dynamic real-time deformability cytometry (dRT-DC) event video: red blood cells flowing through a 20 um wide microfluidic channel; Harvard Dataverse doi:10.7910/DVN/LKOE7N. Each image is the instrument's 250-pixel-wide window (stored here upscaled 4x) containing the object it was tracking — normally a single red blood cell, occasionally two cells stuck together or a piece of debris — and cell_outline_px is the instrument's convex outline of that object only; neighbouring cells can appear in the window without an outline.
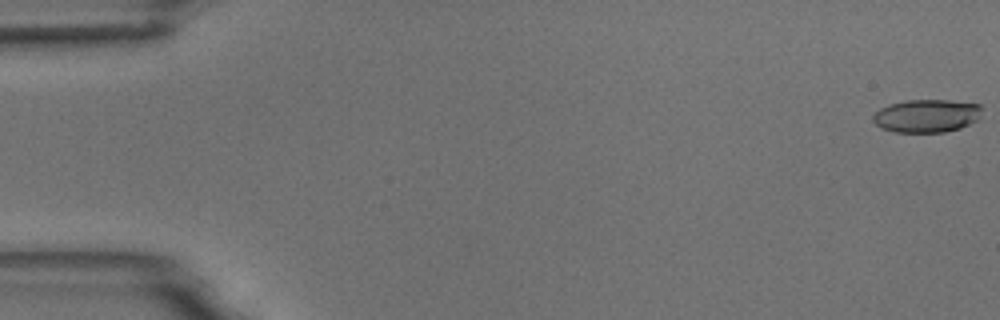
{"species": "common noctule bat (a hibernating species)", "species_latin": "Nyctalus noctula", "temperature_condition": "room temperature", "stored_images_in_passage": 54, "camera_frame_rate_fps": 3000, "um_per_image_px": 0.085, "animal": {"sex": "male", "body_mass_g": 18.8}, "frame": {"image": 1, "passage_image": 1, "time_ms": 0.0, "image_size_px": [1000, 320], "cell_outline_px": [[984, 108], [980, 116], [976, 120], [960, 128], [944, 132], [896, 132], [880, 128], [872, 120], [872, 116], [880, 108], [888, 104], [904, 100], [948, 100], [980, 104]], "centroid_in_image_um": [78.76, 9.83], "position_along_channel_um": 6.2, "area_um2": 21.15}}
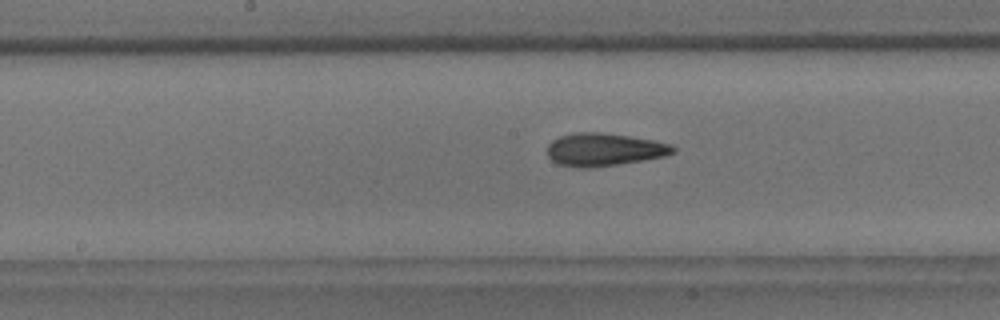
{"frame": {"image": 2, "passage_image": 28, "time_ms": 9.0, "image_size_px": [1000, 320], "cell_outline_px": [[676, 152], [664, 156], [592, 168], [580, 168], [560, 164], [552, 160], [548, 156], [548, 144], [552, 140], [560, 136], [576, 132], [600, 132], [656, 140], [672, 144], [676, 148]], "centroid_in_image_um": [51.36, 12.7], "position_along_channel_um": 196.8, "area_um2": 23.99}}
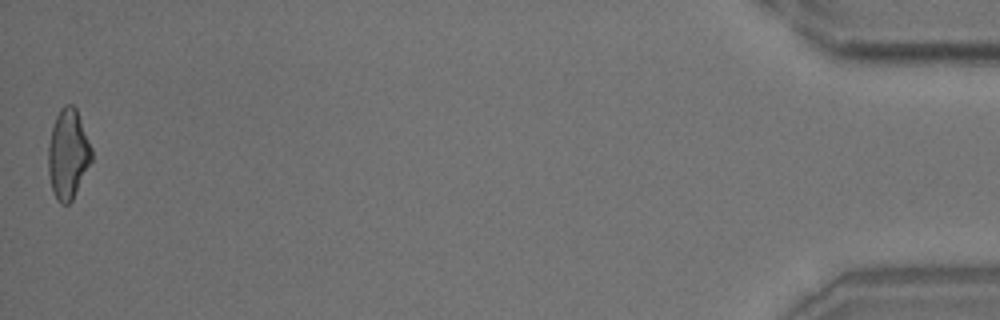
{"frame": {"image": 3, "passage_image": 54, "time_ms": 17.667, "image_size_px": [1000, 320], "cell_outline_px": [[92, 160], [72, 200], [68, 204], [60, 204], [56, 200], [52, 188], [48, 172], [48, 144], [52, 128], [56, 116], [60, 108], [64, 104], [72, 104], [76, 108], [92, 148]], "centroid_in_image_um": [5.78, 13.09], "position_along_channel_um": 429.4, "area_um2": 22.66}, "authors_computed_cell_mechanics": {"area_um2": 22.7732, "velocity_mm_per_s": 3.7715, "shape_relaxation_time_tau1_ms": 6.3773, "shape_relaxation_time_tau2_ms": 3.1251, "deformation_change_tau1": 0.1684, "deformation_change_tau2": 0.1214}}